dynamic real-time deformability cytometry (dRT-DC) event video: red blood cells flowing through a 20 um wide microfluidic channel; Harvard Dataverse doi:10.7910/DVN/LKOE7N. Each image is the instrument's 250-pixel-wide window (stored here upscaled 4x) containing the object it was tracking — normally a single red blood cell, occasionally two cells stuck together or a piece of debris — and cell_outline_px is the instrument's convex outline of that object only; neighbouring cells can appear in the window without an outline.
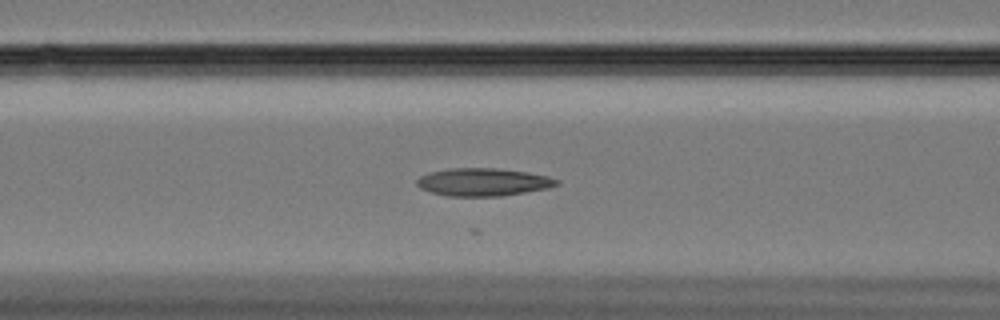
{"species": "Egyptian fruit bat (a non-hibernating species)", "species_latin": "Rousettus aegyptiacus", "temperature_condition": "cold", "stored_images_in_passage": 19, "camera_frame_rate_fps": 3000, "um_per_image_px": 0.085, "animal": {"sex": "female"}, "frame": {"image": 1, "passage_image": 7, "time_ms": 2.0, "image_size_px": [1000, 320], "cell_outline_px": [[560, 184], [548, 188], [500, 196], [448, 196], [432, 192], [420, 188], [416, 184], [416, 180], [420, 176], [432, 172], [448, 168], [496, 168], [528, 172], [548, 176], [560, 180]], "centroid_in_image_um": [41.09, 15.47], "position_along_channel_um": 125.5, "area_um2": 22.6}}
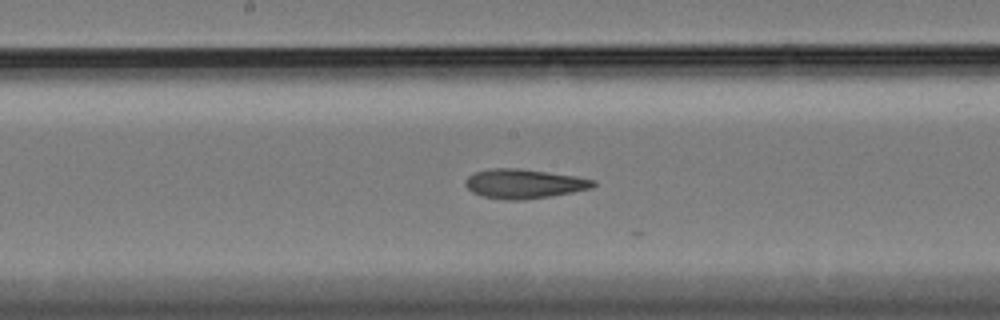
{"frame": {"image": 2, "passage_image": 14, "time_ms": 4.333, "image_size_px": [1000, 320], "cell_outline_px": [[596, 184], [592, 188], [552, 196], [524, 200], [504, 200], [484, 196], [472, 192], [464, 184], [464, 180], [468, 176], [476, 172], [488, 168], [520, 168], [576, 176], [596, 180]], "centroid_in_image_um": [44.54, 15.61], "position_along_channel_um": 203.7, "area_um2": 22.02}}
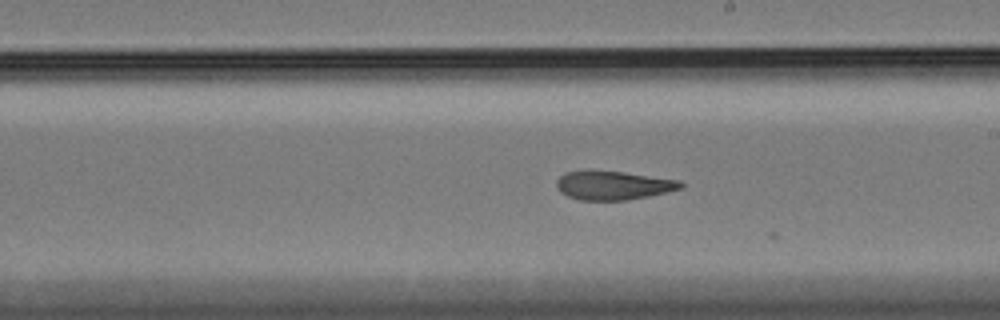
{"frame": {"image": 3, "passage_image": 17, "time_ms": 5.333, "image_size_px": [1000, 320], "cell_outline_px": [[684, 188], [668, 192], [628, 200], [580, 200], [568, 196], [560, 192], [556, 188], [556, 180], [560, 176], [568, 172], [624, 172], [680, 180], [684, 184]], "centroid_in_image_um": [52.18, 15.78], "position_along_channel_um": 236.8, "area_um2": 20.58}}